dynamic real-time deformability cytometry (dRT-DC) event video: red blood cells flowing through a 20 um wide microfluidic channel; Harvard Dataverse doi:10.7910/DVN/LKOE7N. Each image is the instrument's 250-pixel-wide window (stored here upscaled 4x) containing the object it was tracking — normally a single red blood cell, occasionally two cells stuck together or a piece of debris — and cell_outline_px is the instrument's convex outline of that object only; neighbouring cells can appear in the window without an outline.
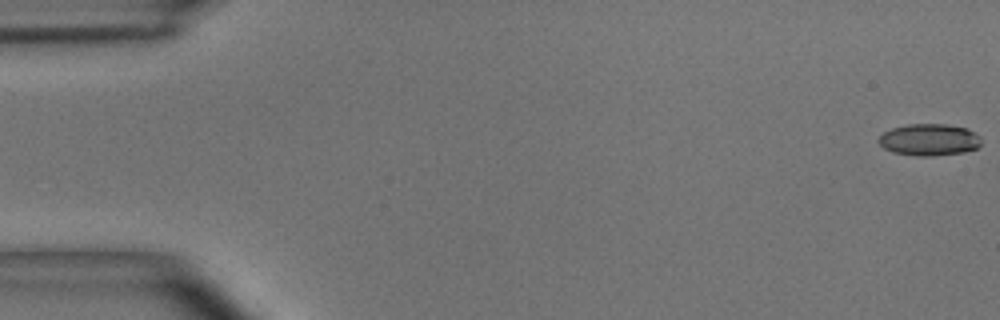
{"species": "common noctule bat (a hibernating species)", "species_latin": "Nyctalus noctula", "temperature_condition": "room temperature", "stored_images_in_passage": 55, "camera_frame_rate_fps": 3000, "um_per_image_px": 0.085, "animal": {"sex": "male", "body_mass_g": 15.6}, "frame": {"image": 1, "passage_image": 1, "time_ms": 0.0, "image_size_px": [1000, 320], "cell_outline_px": [[980, 144], [976, 148], [964, 152], [932, 156], [916, 156], [892, 152], [884, 148], [876, 140], [884, 132], [892, 128], [908, 124], [948, 124], [968, 128], [980, 136]], "centroid_in_image_um": [78.98, 11.87], "position_along_channel_um": 6.0, "area_um2": 19.13}}
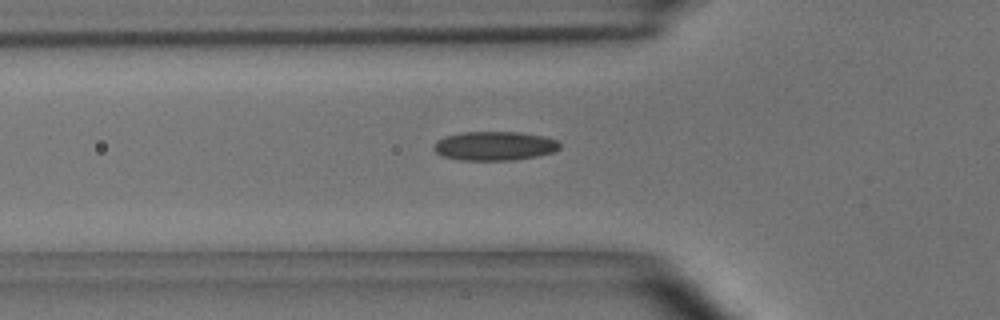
{"frame": {"image": 2, "passage_image": 19, "time_ms": 6.0, "image_size_px": [1000, 320], "cell_outline_px": [[560, 148], [552, 152], [536, 156], [512, 160], [460, 160], [440, 156], [432, 148], [432, 144], [436, 140], [444, 136], [464, 132], [520, 132], [540, 136], [556, 140], [560, 144]], "centroid_in_image_um": [41.95, 12.4], "position_along_channel_um": 83.8, "area_um2": 21.33}}
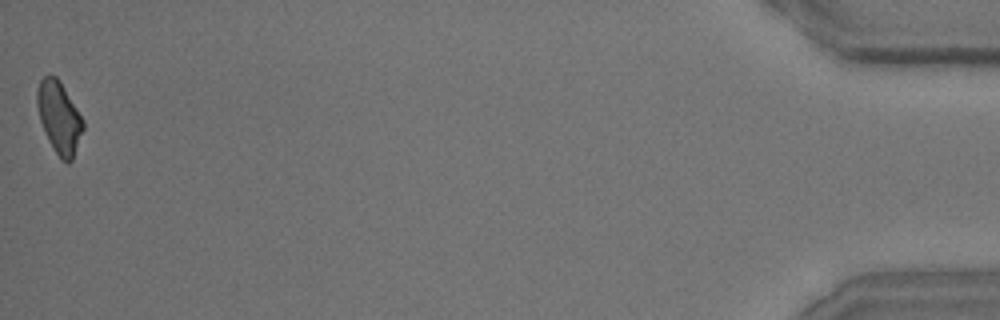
{"frame": {"image": 3, "passage_image": 55, "time_ms": 18.0, "image_size_px": [1000, 320], "cell_outline_px": [[84, 128], [72, 160], [68, 164], [60, 160], [48, 140], [44, 132], [40, 120], [36, 104], [36, 92], [40, 80], [48, 72], [56, 76], [60, 80], [84, 120]], "centroid_in_image_um": [5.02, 9.96], "position_along_channel_um": 430.2, "area_um2": 19.59}, "authors_computed_cell_mechanics": {"area_um2": 19.7676, "velocity_mm_per_s": 3.6632, "shape_relaxation_time_tau1_ms": 7.4595, "shape_relaxation_time_tau2_ms": 2.5792, "deformation_change_tau1": 0.1521, "deformation_change_tau2": 0.0919}}